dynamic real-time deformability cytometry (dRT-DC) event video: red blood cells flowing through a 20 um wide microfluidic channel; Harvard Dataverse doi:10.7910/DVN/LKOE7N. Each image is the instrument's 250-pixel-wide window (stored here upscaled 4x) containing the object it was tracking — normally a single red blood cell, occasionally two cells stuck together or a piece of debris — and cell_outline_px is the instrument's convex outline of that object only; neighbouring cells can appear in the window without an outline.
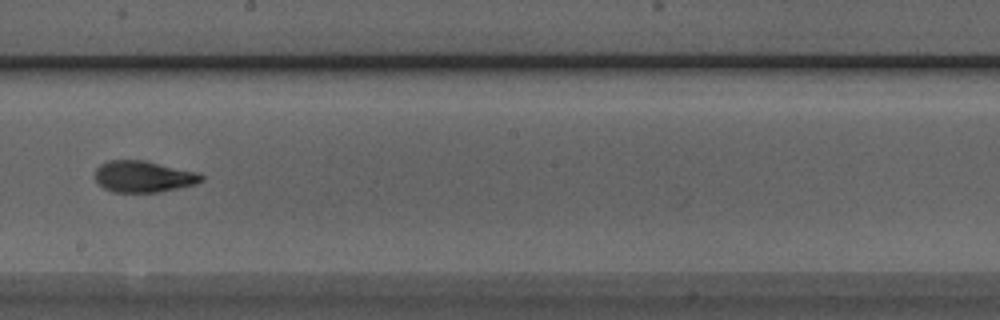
{"species": "Egyptian fruit bat (a non-hibernating species)", "species_latin": "Rousettus aegyptiacus", "temperature_condition": "room temperature", "stored_images_in_passage": 8, "camera_frame_rate_fps": 3000, "um_per_image_px": 0.085, "animal": {"sex": "male"}, "frame": {"image": 1, "passage_image": 8, "time_ms": 2.333, "image_size_px": [1000, 320], "cell_outline_px": [[204, 180], [196, 184], [160, 192], [112, 192], [96, 184], [96, 168], [100, 164], [108, 160], [144, 160], [196, 172], [204, 176]], "centroid_in_image_um": [12.17, 15.01], "position_along_channel_um": 236.0, "area_um2": 19.54}}